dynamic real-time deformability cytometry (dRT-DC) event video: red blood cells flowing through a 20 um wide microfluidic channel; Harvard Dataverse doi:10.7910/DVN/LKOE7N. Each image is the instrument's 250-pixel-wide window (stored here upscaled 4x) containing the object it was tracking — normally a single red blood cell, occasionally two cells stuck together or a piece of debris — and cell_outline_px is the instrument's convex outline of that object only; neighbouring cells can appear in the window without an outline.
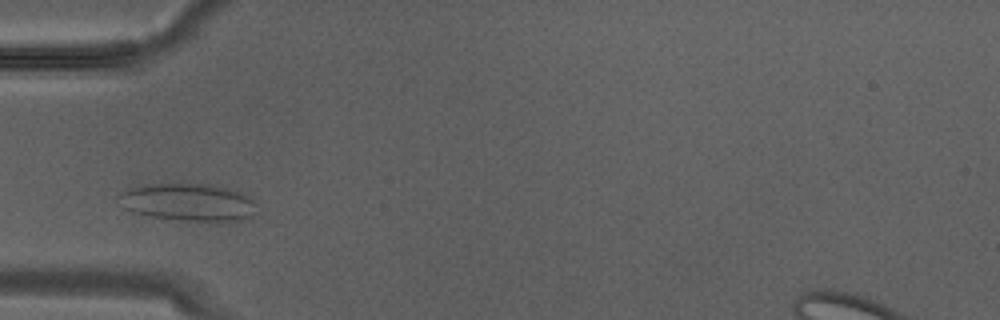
{"species": "Egyptian fruit bat (a non-hibernating species)", "species_latin": "Rousettus aegyptiacus", "temperature_condition": "warm", "stored_images_in_passage": 7, "camera_frame_rate_fps": 3000, "um_per_image_px": 0.085, "animal": {"sex": "male"}, "frame": {"image": 1, "passage_image": 4, "time_ms": 1.0, "image_size_px": [1000, 320], "cell_outline_px": [[256, 200], [252, 216], [240, 220], [184, 220], [152, 216], [132, 212], [124, 208], [120, 196], [120, 192], [124, 188], [140, 184], [220, 184], [252, 196]], "centroid_in_image_um": [16.02, 17.14], "position_along_channel_um": 69.0, "area_um2": 30.23}}